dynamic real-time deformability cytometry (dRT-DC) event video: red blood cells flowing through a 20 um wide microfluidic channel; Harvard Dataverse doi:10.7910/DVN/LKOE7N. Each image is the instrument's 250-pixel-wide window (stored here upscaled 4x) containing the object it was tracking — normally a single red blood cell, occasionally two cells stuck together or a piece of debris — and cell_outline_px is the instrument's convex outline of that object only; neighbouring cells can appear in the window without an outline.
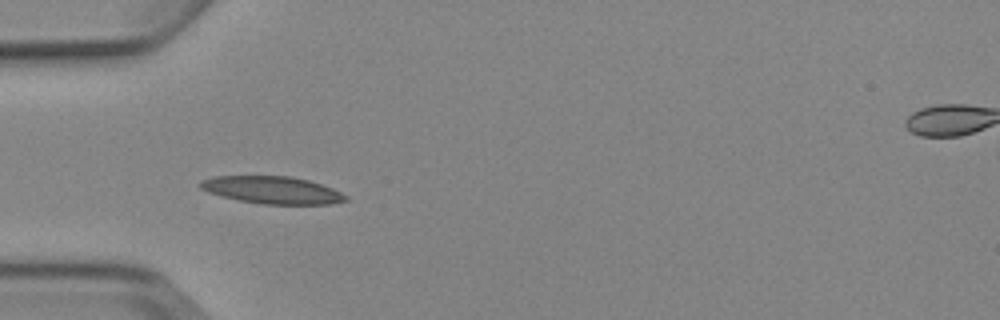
{"species": "Egyptian fruit bat (a non-hibernating species)", "species_latin": "Rousettus aegyptiacus", "temperature_condition": "cold", "stored_images_in_passage": 6, "camera_frame_rate_fps": 3000, "um_per_image_px": 0.085, "animal": {"sex": "female"}, "frame": {"image": 1, "passage_image": 5, "time_ms": 4.667, "image_size_px": [1000, 320], "cell_outline_px": [[348, 200], [328, 204], [260, 204], [236, 200], [208, 192], [200, 188], [200, 180], [216, 176], [288, 176], [308, 180], [332, 188], [348, 196]], "centroid_in_image_um": [23.12, 16.16], "position_along_channel_um": 61.9, "area_um2": 23.12}}
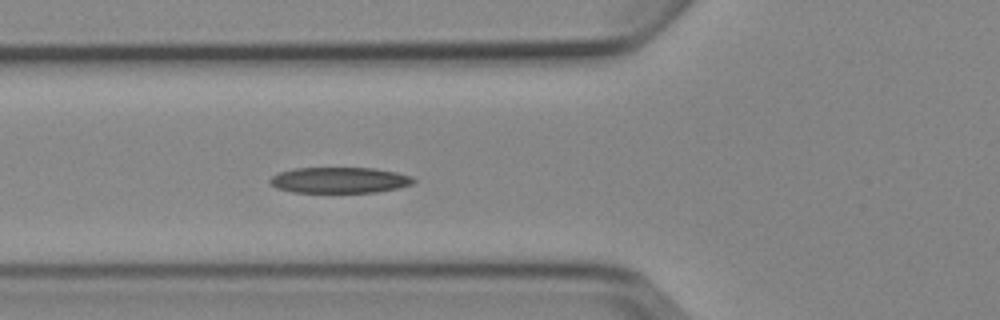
{"frame": {"image": 2, "passage_image": 6, "time_ms": 5.667, "image_size_px": [1000, 320], "cell_outline_px": [[416, 180], [412, 184], [400, 188], [376, 192], [292, 192], [276, 188], [268, 180], [272, 176], [280, 172], [292, 168], [376, 168], [396, 172], [412, 176]], "centroid_in_image_um": [28.88, 15.31], "position_along_channel_um": 96.9, "area_um2": 21.73}}